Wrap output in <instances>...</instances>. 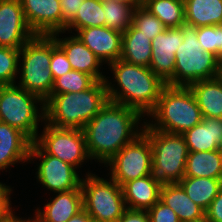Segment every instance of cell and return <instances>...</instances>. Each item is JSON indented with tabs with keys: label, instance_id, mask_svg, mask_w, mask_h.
<instances>
[{
	"label": "cell",
	"instance_id": "obj_45",
	"mask_svg": "<svg viewBox=\"0 0 222 222\" xmlns=\"http://www.w3.org/2000/svg\"><path fill=\"white\" fill-rule=\"evenodd\" d=\"M13 212L10 216H8L3 222H20V217L16 216Z\"/></svg>",
	"mask_w": 222,
	"mask_h": 222
},
{
	"label": "cell",
	"instance_id": "obj_21",
	"mask_svg": "<svg viewBox=\"0 0 222 222\" xmlns=\"http://www.w3.org/2000/svg\"><path fill=\"white\" fill-rule=\"evenodd\" d=\"M190 152L222 149V119L204 118L181 134Z\"/></svg>",
	"mask_w": 222,
	"mask_h": 222
},
{
	"label": "cell",
	"instance_id": "obj_44",
	"mask_svg": "<svg viewBox=\"0 0 222 222\" xmlns=\"http://www.w3.org/2000/svg\"><path fill=\"white\" fill-rule=\"evenodd\" d=\"M216 78L220 81L222 85V61H218Z\"/></svg>",
	"mask_w": 222,
	"mask_h": 222
},
{
	"label": "cell",
	"instance_id": "obj_27",
	"mask_svg": "<svg viewBox=\"0 0 222 222\" xmlns=\"http://www.w3.org/2000/svg\"><path fill=\"white\" fill-rule=\"evenodd\" d=\"M178 184L187 196L205 211L222 188V179L183 177Z\"/></svg>",
	"mask_w": 222,
	"mask_h": 222
},
{
	"label": "cell",
	"instance_id": "obj_20",
	"mask_svg": "<svg viewBox=\"0 0 222 222\" xmlns=\"http://www.w3.org/2000/svg\"><path fill=\"white\" fill-rule=\"evenodd\" d=\"M161 186L153 174L126 182L122 186L126 208L147 211L160 200Z\"/></svg>",
	"mask_w": 222,
	"mask_h": 222
},
{
	"label": "cell",
	"instance_id": "obj_22",
	"mask_svg": "<svg viewBox=\"0 0 222 222\" xmlns=\"http://www.w3.org/2000/svg\"><path fill=\"white\" fill-rule=\"evenodd\" d=\"M160 200L169 206L180 222H188L205 216V210L195 204L178 183H163Z\"/></svg>",
	"mask_w": 222,
	"mask_h": 222
},
{
	"label": "cell",
	"instance_id": "obj_16",
	"mask_svg": "<svg viewBox=\"0 0 222 222\" xmlns=\"http://www.w3.org/2000/svg\"><path fill=\"white\" fill-rule=\"evenodd\" d=\"M75 34L104 64L121 57L122 33L106 26L79 29Z\"/></svg>",
	"mask_w": 222,
	"mask_h": 222
},
{
	"label": "cell",
	"instance_id": "obj_35",
	"mask_svg": "<svg viewBox=\"0 0 222 222\" xmlns=\"http://www.w3.org/2000/svg\"><path fill=\"white\" fill-rule=\"evenodd\" d=\"M197 40L204 51L214 54L218 61V25L198 27Z\"/></svg>",
	"mask_w": 222,
	"mask_h": 222
},
{
	"label": "cell",
	"instance_id": "obj_26",
	"mask_svg": "<svg viewBox=\"0 0 222 222\" xmlns=\"http://www.w3.org/2000/svg\"><path fill=\"white\" fill-rule=\"evenodd\" d=\"M184 177L222 179V149L199 152L189 151Z\"/></svg>",
	"mask_w": 222,
	"mask_h": 222
},
{
	"label": "cell",
	"instance_id": "obj_31",
	"mask_svg": "<svg viewBox=\"0 0 222 222\" xmlns=\"http://www.w3.org/2000/svg\"><path fill=\"white\" fill-rule=\"evenodd\" d=\"M95 82L91 75L72 69L54 80L51 94L78 93L89 89Z\"/></svg>",
	"mask_w": 222,
	"mask_h": 222
},
{
	"label": "cell",
	"instance_id": "obj_47",
	"mask_svg": "<svg viewBox=\"0 0 222 222\" xmlns=\"http://www.w3.org/2000/svg\"><path fill=\"white\" fill-rule=\"evenodd\" d=\"M20 222H35L34 220H33V218L31 217H29L28 219H22V217L20 218Z\"/></svg>",
	"mask_w": 222,
	"mask_h": 222
},
{
	"label": "cell",
	"instance_id": "obj_30",
	"mask_svg": "<svg viewBox=\"0 0 222 222\" xmlns=\"http://www.w3.org/2000/svg\"><path fill=\"white\" fill-rule=\"evenodd\" d=\"M136 6L115 0H103L105 26L121 33L133 24Z\"/></svg>",
	"mask_w": 222,
	"mask_h": 222
},
{
	"label": "cell",
	"instance_id": "obj_36",
	"mask_svg": "<svg viewBox=\"0 0 222 222\" xmlns=\"http://www.w3.org/2000/svg\"><path fill=\"white\" fill-rule=\"evenodd\" d=\"M150 222H180L177 214L161 200L147 210Z\"/></svg>",
	"mask_w": 222,
	"mask_h": 222
},
{
	"label": "cell",
	"instance_id": "obj_28",
	"mask_svg": "<svg viewBox=\"0 0 222 222\" xmlns=\"http://www.w3.org/2000/svg\"><path fill=\"white\" fill-rule=\"evenodd\" d=\"M142 5L166 28H178L185 24L184 0H143Z\"/></svg>",
	"mask_w": 222,
	"mask_h": 222
},
{
	"label": "cell",
	"instance_id": "obj_29",
	"mask_svg": "<svg viewBox=\"0 0 222 222\" xmlns=\"http://www.w3.org/2000/svg\"><path fill=\"white\" fill-rule=\"evenodd\" d=\"M103 0H84L75 18L66 26L68 33L87 27L105 26Z\"/></svg>",
	"mask_w": 222,
	"mask_h": 222
},
{
	"label": "cell",
	"instance_id": "obj_15",
	"mask_svg": "<svg viewBox=\"0 0 222 222\" xmlns=\"http://www.w3.org/2000/svg\"><path fill=\"white\" fill-rule=\"evenodd\" d=\"M26 23L35 35L62 32L59 0H20Z\"/></svg>",
	"mask_w": 222,
	"mask_h": 222
},
{
	"label": "cell",
	"instance_id": "obj_9",
	"mask_svg": "<svg viewBox=\"0 0 222 222\" xmlns=\"http://www.w3.org/2000/svg\"><path fill=\"white\" fill-rule=\"evenodd\" d=\"M87 173L81 181L83 208L93 221L117 222L127 209L122 187L110 177L104 179Z\"/></svg>",
	"mask_w": 222,
	"mask_h": 222
},
{
	"label": "cell",
	"instance_id": "obj_1",
	"mask_svg": "<svg viewBox=\"0 0 222 222\" xmlns=\"http://www.w3.org/2000/svg\"><path fill=\"white\" fill-rule=\"evenodd\" d=\"M142 118L136 109L108 101L82 129L91 159L105 165L143 132Z\"/></svg>",
	"mask_w": 222,
	"mask_h": 222
},
{
	"label": "cell",
	"instance_id": "obj_13",
	"mask_svg": "<svg viewBox=\"0 0 222 222\" xmlns=\"http://www.w3.org/2000/svg\"><path fill=\"white\" fill-rule=\"evenodd\" d=\"M182 42L181 27L166 28L151 42L152 56L149 68L170 86H174L175 53Z\"/></svg>",
	"mask_w": 222,
	"mask_h": 222
},
{
	"label": "cell",
	"instance_id": "obj_3",
	"mask_svg": "<svg viewBox=\"0 0 222 222\" xmlns=\"http://www.w3.org/2000/svg\"><path fill=\"white\" fill-rule=\"evenodd\" d=\"M108 101L105 80L78 93L51 94L44 101L45 122L58 128L82 130Z\"/></svg>",
	"mask_w": 222,
	"mask_h": 222
},
{
	"label": "cell",
	"instance_id": "obj_39",
	"mask_svg": "<svg viewBox=\"0 0 222 222\" xmlns=\"http://www.w3.org/2000/svg\"><path fill=\"white\" fill-rule=\"evenodd\" d=\"M205 215L209 222H222V188L205 211Z\"/></svg>",
	"mask_w": 222,
	"mask_h": 222
},
{
	"label": "cell",
	"instance_id": "obj_10",
	"mask_svg": "<svg viewBox=\"0 0 222 222\" xmlns=\"http://www.w3.org/2000/svg\"><path fill=\"white\" fill-rule=\"evenodd\" d=\"M43 124V131L37 135L34 142L46 154L55 156L76 169L81 168L87 160L92 161L83 130L58 128L45 121Z\"/></svg>",
	"mask_w": 222,
	"mask_h": 222
},
{
	"label": "cell",
	"instance_id": "obj_25",
	"mask_svg": "<svg viewBox=\"0 0 222 222\" xmlns=\"http://www.w3.org/2000/svg\"><path fill=\"white\" fill-rule=\"evenodd\" d=\"M185 24L204 27L222 24V0H184Z\"/></svg>",
	"mask_w": 222,
	"mask_h": 222
},
{
	"label": "cell",
	"instance_id": "obj_6",
	"mask_svg": "<svg viewBox=\"0 0 222 222\" xmlns=\"http://www.w3.org/2000/svg\"><path fill=\"white\" fill-rule=\"evenodd\" d=\"M0 121L23 132L34 142L39 122L45 121L44 101L17 84L0 85Z\"/></svg>",
	"mask_w": 222,
	"mask_h": 222
},
{
	"label": "cell",
	"instance_id": "obj_19",
	"mask_svg": "<svg viewBox=\"0 0 222 222\" xmlns=\"http://www.w3.org/2000/svg\"><path fill=\"white\" fill-rule=\"evenodd\" d=\"M32 141L21 131L0 121V171L29 162Z\"/></svg>",
	"mask_w": 222,
	"mask_h": 222
},
{
	"label": "cell",
	"instance_id": "obj_34",
	"mask_svg": "<svg viewBox=\"0 0 222 222\" xmlns=\"http://www.w3.org/2000/svg\"><path fill=\"white\" fill-rule=\"evenodd\" d=\"M49 68L52 72L53 80L72 70L71 64L68 61L64 50L56 43L52 35L51 62Z\"/></svg>",
	"mask_w": 222,
	"mask_h": 222
},
{
	"label": "cell",
	"instance_id": "obj_7",
	"mask_svg": "<svg viewBox=\"0 0 222 222\" xmlns=\"http://www.w3.org/2000/svg\"><path fill=\"white\" fill-rule=\"evenodd\" d=\"M181 29L183 42L175 53L174 86L189 87L199 80L216 77L217 58L203 50L196 27L184 24Z\"/></svg>",
	"mask_w": 222,
	"mask_h": 222
},
{
	"label": "cell",
	"instance_id": "obj_18",
	"mask_svg": "<svg viewBox=\"0 0 222 222\" xmlns=\"http://www.w3.org/2000/svg\"><path fill=\"white\" fill-rule=\"evenodd\" d=\"M55 195L44 205V210L36 208L35 222H67L83 209L82 189L62 191Z\"/></svg>",
	"mask_w": 222,
	"mask_h": 222
},
{
	"label": "cell",
	"instance_id": "obj_5",
	"mask_svg": "<svg viewBox=\"0 0 222 222\" xmlns=\"http://www.w3.org/2000/svg\"><path fill=\"white\" fill-rule=\"evenodd\" d=\"M50 62L51 35H34L20 49L17 85L45 101L54 84Z\"/></svg>",
	"mask_w": 222,
	"mask_h": 222
},
{
	"label": "cell",
	"instance_id": "obj_37",
	"mask_svg": "<svg viewBox=\"0 0 222 222\" xmlns=\"http://www.w3.org/2000/svg\"><path fill=\"white\" fill-rule=\"evenodd\" d=\"M59 2L62 11V32H65L66 26L75 18L84 0H59Z\"/></svg>",
	"mask_w": 222,
	"mask_h": 222
},
{
	"label": "cell",
	"instance_id": "obj_23",
	"mask_svg": "<svg viewBox=\"0 0 222 222\" xmlns=\"http://www.w3.org/2000/svg\"><path fill=\"white\" fill-rule=\"evenodd\" d=\"M152 40L142 34L133 24L122 33L120 59L137 66L149 67L152 56Z\"/></svg>",
	"mask_w": 222,
	"mask_h": 222
},
{
	"label": "cell",
	"instance_id": "obj_24",
	"mask_svg": "<svg viewBox=\"0 0 222 222\" xmlns=\"http://www.w3.org/2000/svg\"><path fill=\"white\" fill-rule=\"evenodd\" d=\"M193 92L204 118L222 119V85L214 77L192 83Z\"/></svg>",
	"mask_w": 222,
	"mask_h": 222
},
{
	"label": "cell",
	"instance_id": "obj_17",
	"mask_svg": "<svg viewBox=\"0 0 222 222\" xmlns=\"http://www.w3.org/2000/svg\"><path fill=\"white\" fill-rule=\"evenodd\" d=\"M62 33L65 32H57L52 34V36L56 43L64 50L72 69L87 73L96 81L105 80L106 76L100 71L104 64L96 55L75 34L59 38V35Z\"/></svg>",
	"mask_w": 222,
	"mask_h": 222
},
{
	"label": "cell",
	"instance_id": "obj_12",
	"mask_svg": "<svg viewBox=\"0 0 222 222\" xmlns=\"http://www.w3.org/2000/svg\"><path fill=\"white\" fill-rule=\"evenodd\" d=\"M38 160L36 171L37 181L48 191L59 193L62 191L81 189L82 178L76 168L63 162L59 158L46 154L35 142H32L29 152V162ZM41 160V161H40Z\"/></svg>",
	"mask_w": 222,
	"mask_h": 222
},
{
	"label": "cell",
	"instance_id": "obj_4",
	"mask_svg": "<svg viewBox=\"0 0 222 222\" xmlns=\"http://www.w3.org/2000/svg\"><path fill=\"white\" fill-rule=\"evenodd\" d=\"M147 117L149 120H145L143 130H159L172 134H183L203 119L191 89L170 85L163 88L157 105L146 119Z\"/></svg>",
	"mask_w": 222,
	"mask_h": 222
},
{
	"label": "cell",
	"instance_id": "obj_32",
	"mask_svg": "<svg viewBox=\"0 0 222 222\" xmlns=\"http://www.w3.org/2000/svg\"><path fill=\"white\" fill-rule=\"evenodd\" d=\"M20 49L0 46V85L16 84Z\"/></svg>",
	"mask_w": 222,
	"mask_h": 222
},
{
	"label": "cell",
	"instance_id": "obj_33",
	"mask_svg": "<svg viewBox=\"0 0 222 222\" xmlns=\"http://www.w3.org/2000/svg\"><path fill=\"white\" fill-rule=\"evenodd\" d=\"M133 25L150 40H153L166 29L164 24L143 5L136 7L133 16Z\"/></svg>",
	"mask_w": 222,
	"mask_h": 222
},
{
	"label": "cell",
	"instance_id": "obj_14",
	"mask_svg": "<svg viewBox=\"0 0 222 222\" xmlns=\"http://www.w3.org/2000/svg\"><path fill=\"white\" fill-rule=\"evenodd\" d=\"M34 35L26 23L21 1H0V46L21 49Z\"/></svg>",
	"mask_w": 222,
	"mask_h": 222
},
{
	"label": "cell",
	"instance_id": "obj_43",
	"mask_svg": "<svg viewBox=\"0 0 222 222\" xmlns=\"http://www.w3.org/2000/svg\"><path fill=\"white\" fill-rule=\"evenodd\" d=\"M115 1L123 2V3L129 4V5H134L136 7L141 6L143 3V0H115Z\"/></svg>",
	"mask_w": 222,
	"mask_h": 222
},
{
	"label": "cell",
	"instance_id": "obj_46",
	"mask_svg": "<svg viewBox=\"0 0 222 222\" xmlns=\"http://www.w3.org/2000/svg\"><path fill=\"white\" fill-rule=\"evenodd\" d=\"M188 222H209V221L207 220V217L205 215L204 217H201V218L196 219V220L188 221Z\"/></svg>",
	"mask_w": 222,
	"mask_h": 222
},
{
	"label": "cell",
	"instance_id": "obj_11",
	"mask_svg": "<svg viewBox=\"0 0 222 222\" xmlns=\"http://www.w3.org/2000/svg\"><path fill=\"white\" fill-rule=\"evenodd\" d=\"M108 175L121 187L131 180L152 174V147L148 136L142 132L125 145L106 164Z\"/></svg>",
	"mask_w": 222,
	"mask_h": 222
},
{
	"label": "cell",
	"instance_id": "obj_38",
	"mask_svg": "<svg viewBox=\"0 0 222 222\" xmlns=\"http://www.w3.org/2000/svg\"><path fill=\"white\" fill-rule=\"evenodd\" d=\"M12 191V188L5 183L0 187V222H3L14 211L10 200Z\"/></svg>",
	"mask_w": 222,
	"mask_h": 222
},
{
	"label": "cell",
	"instance_id": "obj_2",
	"mask_svg": "<svg viewBox=\"0 0 222 222\" xmlns=\"http://www.w3.org/2000/svg\"><path fill=\"white\" fill-rule=\"evenodd\" d=\"M108 68L113 74L112 84L106 77L110 102L136 109L146 117L157 105L163 88L167 85L149 67L137 66L121 59ZM116 84V85H115Z\"/></svg>",
	"mask_w": 222,
	"mask_h": 222
},
{
	"label": "cell",
	"instance_id": "obj_42",
	"mask_svg": "<svg viewBox=\"0 0 222 222\" xmlns=\"http://www.w3.org/2000/svg\"><path fill=\"white\" fill-rule=\"evenodd\" d=\"M218 61H222V24L218 25Z\"/></svg>",
	"mask_w": 222,
	"mask_h": 222
},
{
	"label": "cell",
	"instance_id": "obj_8",
	"mask_svg": "<svg viewBox=\"0 0 222 222\" xmlns=\"http://www.w3.org/2000/svg\"><path fill=\"white\" fill-rule=\"evenodd\" d=\"M152 147V174L163 183H178L185 172L188 146L181 134L143 130Z\"/></svg>",
	"mask_w": 222,
	"mask_h": 222
},
{
	"label": "cell",
	"instance_id": "obj_41",
	"mask_svg": "<svg viewBox=\"0 0 222 222\" xmlns=\"http://www.w3.org/2000/svg\"><path fill=\"white\" fill-rule=\"evenodd\" d=\"M92 218L83 208L76 215L72 216L67 222H91Z\"/></svg>",
	"mask_w": 222,
	"mask_h": 222
},
{
	"label": "cell",
	"instance_id": "obj_40",
	"mask_svg": "<svg viewBox=\"0 0 222 222\" xmlns=\"http://www.w3.org/2000/svg\"><path fill=\"white\" fill-rule=\"evenodd\" d=\"M117 222H150L146 210L126 209Z\"/></svg>",
	"mask_w": 222,
	"mask_h": 222
}]
</instances>
